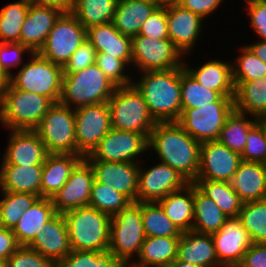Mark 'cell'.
Returning a JSON list of instances; mask_svg holds the SVG:
<instances>
[{
  "label": "cell",
  "instance_id": "24",
  "mask_svg": "<svg viewBox=\"0 0 266 267\" xmlns=\"http://www.w3.org/2000/svg\"><path fill=\"white\" fill-rule=\"evenodd\" d=\"M185 60L184 57V69L204 87L215 90L222 96L235 95L231 60L213 58L193 67Z\"/></svg>",
  "mask_w": 266,
  "mask_h": 267
},
{
  "label": "cell",
  "instance_id": "35",
  "mask_svg": "<svg viewBox=\"0 0 266 267\" xmlns=\"http://www.w3.org/2000/svg\"><path fill=\"white\" fill-rule=\"evenodd\" d=\"M229 218L194 184V217L192 230L212 234L220 230Z\"/></svg>",
  "mask_w": 266,
  "mask_h": 267
},
{
  "label": "cell",
  "instance_id": "41",
  "mask_svg": "<svg viewBox=\"0 0 266 267\" xmlns=\"http://www.w3.org/2000/svg\"><path fill=\"white\" fill-rule=\"evenodd\" d=\"M0 226L13 229L23 213L39 198L32 193L0 191Z\"/></svg>",
  "mask_w": 266,
  "mask_h": 267
},
{
  "label": "cell",
  "instance_id": "53",
  "mask_svg": "<svg viewBox=\"0 0 266 267\" xmlns=\"http://www.w3.org/2000/svg\"><path fill=\"white\" fill-rule=\"evenodd\" d=\"M247 6L248 19L252 30L256 33L258 40L266 42V0L251 1L245 4Z\"/></svg>",
  "mask_w": 266,
  "mask_h": 267
},
{
  "label": "cell",
  "instance_id": "21",
  "mask_svg": "<svg viewBox=\"0 0 266 267\" xmlns=\"http://www.w3.org/2000/svg\"><path fill=\"white\" fill-rule=\"evenodd\" d=\"M219 263L223 267L240 264L252 245L246 228L238 218H229L219 231L211 234Z\"/></svg>",
  "mask_w": 266,
  "mask_h": 267
},
{
  "label": "cell",
  "instance_id": "56",
  "mask_svg": "<svg viewBox=\"0 0 266 267\" xmlns=\"http://www.w3.org/2000/svg\"><path fill=\"white\" fill-rule=\"evenodd\" d=\"M19 246L12 229L0 226V259L7 260Z\"/></svg>",
  "mask_w": 266,
  "mask_h": 267
},
{
  "label": "cell",
  "instance_id": "64",
  "mask_svg": "<svg viewBox=\"0 0 266 267\" xmlns=\"http://www.w3.org/2000/svg\"><path fill=\"white\" fill-rule=\"evenodd\" d=\"M139 1L158 2V0H139Z\"/></svg>",
  "mask_w": 266,
  "mask_h": 267
},
{
  "label": "cell",
  "instance_id": "7",
  "mask_svg": "<svg viewBox=\"0 0 266 267\" xmlns=\"http://www.w3.org/2000/svg\"><path fill=\"white\" fill-rule=\"evenodd\" d=\"M145 237L141 202H131L111 217L108 250L124 267H128L138 256Z\"/></svg>",
  "mask_w": 266,
  "mask_h": 267
},
{
  "label": "cell",
  "instance_id": "57",
  "mask_svg": "<svg viewBox=\"0 0 266 267\" xmlns=\"http://www.w3.org/2000/svg\"><path fill=\"white\" fill-rule=\"evenodd\" d=\"M30 3L52 5L61 8L64 11H70L72 2L70 0H28Z\"/></svg>",
  "mask_w": 266,
  "mask_h": 267
},
{
  "label": "cell",
  "instance_id": "20",
  "mask_svg": "<svg viewBox=\"0 0 266 267\" xmlns=\"http://www.w3.org/2000/svg\"><path fill=\"white\" fill-rule=\"evenodd\" d=\"M7 147L2 153L1 164L43 165L48 152L34 130H8Z\"/></svg>",
  "mask_w": 266,
  "mask_h": 267
},
{
  "label": "cell",
  "instance_id": "8",
  "mask_svg": "<svg viewBox=\"0 0 266 267\" xmlns=\"http://www.w3.org/2000/svg\"><path fill=\"white\" fill-rule=\"evenodd\" d=\"M107 104L112 128L138 132L149 138L157 122L151 116L142 94L133 84L117 87Z\"/></svg>",
  "mask_w": 266,
  "mask_h": 267
},
{
  "label": "cell",
  "instance_id": "2",
  "mask_svg": "<svg viewBox=\"0 0 266 267\" xmlns=\"http://www.w3.org/2000/svg\"><path fill=\"white\" fill-rule=\"evenodd\" d=\"M135 76L132 84L142 94L153 119L156 122H177L182 113L181 67L143 72L137 76L138 80Z\"/></svg>",
  "mask_w": 266,
  "mask_h": 267
},
{
  "label": "cell",
  "instance_id": "5",
  "mask_svg": "<svg viewBox=\"0 0 266 267\" xmlns=\"http://www.w3.org/2000/svg\"><path fill=\"white\" fill-rule=\"evenodd\" d=\"M53 104L48 97L13 88L6 82L0 123L7 130H34Z\"/></svg>",
  "mask_w": 266,
  "mask_h": 267
},
{
  "label": "cell",
  "instance_id": "36",
  "mask_svg": "<svg viewBox=\"0 0 266 267\" xmlns=\"http://www.w3.org/2000/svg\"><path fill=\"white\" fill-rule=\"evenodd\" d=\"M118 0H75L70 11L88 29L112 22Z\"/></svg>",
  "mask_w": 266,
  "mask_h": 267
},
{
  "label": "cell",
  "instance_id": "43",
  "mask_svg": "<svg viewBox=\"0 0 266 267\" xmlns=\"http://www.w3.org/2000/svg\"><path fill=\"white\" fill-rule=\"evenodd\" d=\"M222 95L204 87L181 66V106L198 108L217 101Z\"/></svg>",
  "mask_w": 266,
  "mask_h": 267
},
{
  "label": "cell",
  "instance_id": "58",
  "mask_svg": "<svg viewBox=\"0 0 266 267\" xmlns=\"http://www.w3.org/2000/svg\"><path fill=\"white\" fill-rule=\"evenodd\" d=\"M247 46L252 50V52L264 63H266V42L258 40L253 44H247Z\"/></svg>",
  "mask_w": 266,
  "mask_h": 267
},
{
  "label": "cell",
  "instance_id": "48",
  "mask_svg": "<svg viewBox=\"0 0 266 267\" xmlns=\"http://www.w3.org/2000/svg\"><path fill=\"white\" fill-rule=\"evenodd\" d=\"M241 159L246 162L264 163L266 161V124L262 120L248 131Z\"/></svg>",
  "mask_w": 266,
  "mask_h": 267
},
{
  "label": "cell",
  "instance_id": "4",
  "mask_svg": "<svg viewBox=\"0 0 266 267\" xmlns=\"http://www.w3.org/2000/svg\"><path fill=\"white\" fill-rule=\"evenodd\" d=\"M63 74L59 103L73 109L107 102L117 88L96 63Z\"/></svg>",
  "mask_w": 266,
  "mask_h": 267
},
{
  "label": "cell",
  "instance_id": "29",
  "mask_svg": "<svg viewBox=\"0 0 266 267\" xmlns=\"http://www.w3.org/2000/svg\"><path fill=\"white\" fill-rule=\"evenodd\" d=\"M231 184L243 203L265 199L266 169L264 163L242 161Z\"/></svg>",
  "mask_w": 266,
  "mask_h": 267
},
{
  "label": "cell",
  "instance_id": "16",
  "mask_svg": "<svg viewBox=\"0 0 266 267\" xmlns=\"http://www.w3.org/2000/svg\"><path fill=\"white\" fill-rule=\"evenodd\" d=\"M241 162V154L230 150L218 140L201 143L196 180L231 182Z\"/></svg>",
  "mask_w": 266,
  "mask_h": 267
},
{
  "label": "cell",
  "instance_id": "46",
  "mask_svg": "<svg viewBox=\"0 0 266 267\" xmlns=\"http://www.w3.org/2000/svg\"><path fill=\"white\" fill-rule=\"evenodd\" d=\"M57 267H124L109 251H76L62 259Z\"/></svg>",
  "mask_w": 266,
  "mask_h": 267
},
{
  "label": "cell",
  "instance_id": "31",
  "mask_svg": "<svg viewBox=\"0 0 266 267\" xmlns=\"http://www.w3.org/2000/svg\"><path fill=\"white\" fill-rule=\"evenodd\" d=\"M180 237L146 236L138 256L128 267H169L177 258Z\"/></svg>",
  "mask_w": 266,
  "mask_h": 267
},
{
  "label": "cell",
  "instance_id": "60",
  "mask_svg": "<svg viewBox=\"0 0 266 267\" xmlns=\"http://www.w3.org/2000/svg\"><path fill=\"white\" fill-rule=\"evenodd\" d=\"M182 0H158L160 6L179 5Z\"/></svg>",
  "mask_w": 266,
  "mask_h": 267
},
{
  "label": "cell",
  "instance_id": "6",
  "mask_svg": "<svg viewBox=\"0 0 266 267\" xmlns=\"http://www.w3.org/2000/svg\"><path fill=\"white\" fill-rule=\"evenodd\" d=\"M18 71L16 70L7 82L16 89L48 97L58 103L61 96L63 67L50 62L37 52L28 56Z\"/></svg>",
  "mask_w": 266,
  "mask_h": 267
},
{
  "label": "cell",
  "instance_id": "32",
  "mask_svg": "<svg viewBox=\"0 0 266 267\" xmlns=\"http://www.w3.org/2000/svg\"><path fill=\"white\" fill-rule=\"evenodd\" d=\"M158 6V2L118 0L112 23L123 35L136 36Z\"/></svg>",
  "mask_w": 266,
  "mask_h": 267
},
{
  "label": "cell",
  "instance_id": "45",
  "mask_svg": "<svg viewBox=\"0 0 266 267\" xmlns=\"http://www.w3.org/2000/svg\"><path fill=\"white\" fill-rule=\"evenodd\" d=\"M131 201L115 191L112 187L106 186L96 180L93 183L88 206H91L99 211L114 216L123 208H126Z\"/></svg>",
  "mask_w": 266,
  "mask_h": 267
},
{
  "label": "cell",
  "instance_id": "61",
  "mask_svg": "<svg viewBox=\"0 0 266 267\" xmlns=\"http://www.w3.org/2000/svg\"><path fill=\"white\" fill-rule=\"evenodd\" d=\"M7 79L0 73V103L3 96L4 87L6 85Z\"/></svg>",
  "mask_w": 266,
  "mask_h": 267
},
{
  "label": "cell",
  "instance_id": "44",
  "mask_svg": "<svg viewBox=\"0 0 266 267\" xmlns=\"http://www.w3.org/2000/svg\"><path fill=\"white\" fill-rule=\"evenodd\" d=\"M241 46L237 58L235 56L231 60L233 81H254L264 77L266 63L260 60L246 44Z\"/></svg>",
  "mask_w": 266,
  "mask_h": 267
},
{
  "label": "cell",
  "instance_id": "28",
  "mask_svg": "<svg viewBox=\"0 0 266 267\" xmlns=\"http://www.w3.org/2000/svg\"><path fill=\"white\" fill-rule=\"evenodd\" d=\"M43 165L0 164V191L32 193L41 198Z\"/></svg>",
  "mask_w": 266,
  "mask_h": 267
},
{
  "label": "cell",
  "instance_id": "37",
  "mask_svg": "<svg viewBox=\"0 0 266 267\" xmlns=\"http://www.w3.org/2000/svg\"><path fill=\"white\" fill-rule=\"evenodd\" d=\"M259 120L257 117L240 113L234 109L227 117L218 141L230 150L242 154L246 146L248 131Z\"/></svg>",
  "mask_w": 266,
  "mask_h": 267
},
{
  "label": "cell",
  "instance_id": "54",
  "mask_svg": "<svg viewBox=\"0 0 266 267\" xmlns=\"http://www.w3.org/2000/svg\"><path fill=\"white\" fill-rule=\"evenodd\" d=\"M223 2L225 0H182L179 5L206 20L217 12L218 8L221 9Z\"/></svg>",
  "mask_w": 266,
  "mask_h": 267
},
{
  "label": "cell",
  "instance_id": "50",
  "mask_svg": "<svg viewBox=\"0 0 266 267\" xmlns=\"http://www.w3.org/2000/svg\"><path fill=\"white\" fill-rule=\"evenodd\" d=\"M7 262L8 267H57L53 259L44 257L28 245H20Z\"/></svg>",
  "mask_w": 266,
  "mask_h": 267
},
{
  "label": "cell",
  "instance_id": "39",
  "mask_svg": "<svg viewBox=\"0 0 266 267\" xmlns=\"http://www.w3.org/2000/svg\"><path fill=\"white\" fill-rule=\"evenodd\" d=\"M28 0H17L0 10V43H20L22 24L29 10Z\"/></svg>",
  "mask_w": 266,
  "mask_h": 267
},
{
  "label": "cell",
  "instance_id": "15",
  "mask_svg": "<svg viewBox=\"0 0 266 267\" xmlns=\"http://www.w3.org/2000/svg\"><path fill=\"white\" fill-rule=\"evenodd\" d=\"M140 162L137 202H158L189 182L168 164L158 161L151 166Z\"/></svg>",
  "mask_w": 266,
  "mask_h": 267
},
{
  "label": "cell",
  "instance_id": "30",
  "mask_svg": "<svg viewBox=\"0 0 266 267\" xmlns=\"http://www.w3.org/2000/svg\"><path fill=\"white\" fill-rule=\"evenodd\" d=\"M51 198H38L12 229L19 245H29L44 225L56 215Z\"/></svg>",
  "mask_w": 266,
  "mask_h": 267
},
{
  "label": "cell",
  "instance_id": "34",
  "mask_svg": "<svg viewBox=\"0 0 266 267\" xmlns=\"http://www.w3.org/2000/svg\"><path fill=\"white\" fill-rule=\"evenodd\" d=\"M165 214L181 232L192 230L194 217V183L159 200Z\"/></svg>",
  "mask_w": 266,
  "mask_h": 267
},
{
  "label": "cell",
  "instance_id": "62",
  "mask_svg": "<svg viewBox=\"0 0 266 267\" xmlns=\"http://www.w3.org/2000/svg\"><path fill=\"white\" fill-rule=\"evenodd\" d=\"M0 267H8L7 260L0 259Z\"/></svg>",
  "mask_w": 266,
  "mask_h": 267
},
{
  "label": "cell",
  "instance_id": "47",
  "mask_svg": "<svg viewBox=\"0 0 266 267\" xmlns=\"http://www.w3.org/2000/svg\"><path fill=\"white\" fill-rule=\"evenodd\" d=\"M95 63L116 87L132 84L133 75L131 74L133 72H129L131 68L124 60L109 56L108 53H97Z\"/></svg>",
  "mask_w": 266,
  "mask_h": 267
},
{
  "label": "cell",
  "instance_id": "17",
  "mask_svg": "<svg viewBox=\"0 0 266 267\" xmlns=\"http://www.w3.org/2000/svg\"><path fill=\"white\" fill-rule=\"evenodd\" d=\"M169 39L184 57L191 54L204 29L205 20L180 5L166 6ZM194 48V49H193Z\"/></svg>",
  "mask_w": 266,
  "mask_h": 267
},
{
  "label": "cell",
  "instance_id": "65",
  "mask_svg": "<svg viewBox=\"0 0 266 267\" xmlns=\"http://www.w3.org/2000/svg\"><path fill=\"white\" fill-rule=\"evenodd\" d=\"M245 1V4L248 3V2H251V1H263V0H244Z\"/></svg>",
  "mask_w": 266,
  "mask_h": 267
},
{
  "label": "cell",
  "instance_id": "25",
  "mask_svg": "<svg viewBox=\"0 0 266 267\" xmlns=\"http://www.w3.org/2000/svg\"><path fill=\"white\" fill-rule=\"evenodd\" d=\"M177 259L201 267H223L217 258L211 234L193 230L182 232L178 242Z\"/></svg>",
  "mask_w": 266,
  "mask_h": 267
},
{
  "label": "cell",
  "instance_id": "18",
  "mask_svg": "<svg viewBox=\"0 0 266 267\" xmlns=\"http://www.w3.org/2000/svg\"><path fill=\"white\" fill-rule=\"evenodd\" d=\"M95 181L90 164L83 159L71 172L64 186L51 198L56 213L88 206Z\"/></svg>",
  "mask_w": 266,
  "mask_h": 267
},
{
  "label": "cell",
  "instance_id": "52",
  "mask_svg": "<svg viewBox=\"0 0 266 267\" xmlns=\"http://www.w3.org/2000/svg\"><path fill=\"white\" fill-rule=\"evenodd\" d=\"M96 54L95 48L88 39H85L63 66V73L77 72L94 65L96 62Z\"/></svg>",
  "mask_w": 266,
  "mask_h": 267
},
{
  "label": "cell",
  "instance_id": "51",
  "mask_svg": "<svg viewBox=\"0 0 266 267\" xmlns=\"http://www.w3.org/2000/svg\"><path fill=\"white\" fill-rule=\"evenodd\" d=\"M138 35L169 39L166 6H158L142 24Z\"/></svg>",
  "mask_w": 266,
  "mask_h": 267
},
{
  "label": "cell",
  "instance_id": "19",
  "mask_svg": "<svg viewBox=\"0 0 266 267\" xmlns=\"http://www.w3.org/2000/svg\"><path fill=\"white\" fill-rule=\"evenodd\" d=\"M93 169L94 178L106 186L137 202L140 163L87 161Z\"/></svg>",
  "mask_w": 266,
  "mask_h": 267
},
{
  "label": "cell",
  "instance_id": "22",
  "mask_svg": "<svg viewBox=\"0 0 266 267\" xmlns=\"http://www.w3.org/2000/svg\"><path fill=\"white\" fill-rule=\"evenodd\" d=\"M63 12L56 6L30 3L21 27L20 43L33 53L38 52Z\"/></svg>",
  "mask_w": 266,
  "mask_h": 267
},
{
  "label": "cell",
  "instance_id": "55",
  "mask_svg": "<svg viewBox=\"0 0 266 267\" xmlns=\"http://www.w3.org/2000/svg\"><path fill=\"white\" fill-rule=\"evenodd\" d=\"M240 264L242 266L266 267V243H252Z\"/></svg>",
  "mask_w": 266,
  "mask_h": 267
},
{
  "label": "cell",
  "instance_id": "11",
  "mask_svg": "<svg viewBox=\"0 0 266 267\" xmlns=\"http://www.w3.org/2000/svg\"><path fill=\"white\" fill-rule=\"evenodd\" d=\"M131 48V69H138L139 73L166 71L183 65L184 56L170 39L136 35L131 37Z\"/></svg>",
  "mask_w": 266,
  "mask_h": 267
},
{
  "label": "cell",
  "instance_id": "1",
  "mask_svg": "<svg viewBox=\"0 0 266 267\" xmlns=\"http://www.w3.org/2000/svg\"><path fill=\"white\" fill-rule=\"evenodd\" d=\"M200 146L177 122H157L148 138V151H155L157 161L177 170L189 183L197 178Z\"/></svg>",
  "mask_w": 266,
  "mask_h": 267
},
{
  "label": "cell",
  "instance_id": "33",
  "mask_svg": "<svg viewBox=\"0 0 266 267\" xmlns=\"http://www.w3.org/2000/svg\"><path fill=\"white\" fill-rule=\"evenodd\" d=\"M234 109L262 119L266 115V75L254 81H233Z\"/></svg>",
  "mask_w": 266,
  "mask_h": 267
},
{
  "label": "cell",
  "instance_id": "27",
  "mask_svg": "<svg viewBox=\"0 0 266 267\" xmlns=\"http://www.w3.org/2000/svg\"><path fill=\"white\" fill-rule=\"evenodd\" d=\"M83 159L81 155L48 154L42 168L41 197L52 198Z\"/></svg>",
  "mask_w": 266,
  "mask_h": 267
},
{
  "label": "cell",
  "instance_id": "9",
  "mask_svg": "<svg viewBox=\"0 0 266 267\" xmlns=\"http://www.w3.org/2000/svg\"><path fill=\"white\" fill-rule=\"evenodd\" d=\"M234 95L198 108H182L177 123L200 143L218 140L227 117L234 110Z\"/></svg>",
  "mask_w": 266,
  "mask_h": 267
},
{
  "label": "cell",
  "instance_id": "10",
  "mask_svg": "<svg viewBox=\"0 0 266 267\" xmlns=\"http://www.w3.org/2000/svg\"><path fill=\"white\" fill-rule=\"evenodd\" d=\"M48 154L77 155L74 109L54 103L34 129Z\"/></svg>",
  "mask_w": 266,
  "mask_h": 267
},
{
  "label": "cell",
  "instance_id": "38",
  "mask_svg": "<svg viewBox=\"0 0 266 267\" xmlns=\"http://www.w3.org/2000/svg\"><path fill=\"white\" fill-rule=\"evenodd\" d=\"M193 183L211 198L228 218H238L243 202L233 190L231 182L195 180Z\"/></svg>",
  "mask_w": 266,
  "mask_h": 267
},
{
  "label": "cell",
  "instance_id": "26",
  "mask_svg": "<svg viewBox=\"0 0 266 267\" xmlns=\"http://www.w3.org/2000/svg\"><path fill=\"white\" fill-rule=\"evenodd\" d=\"M86 38L97 53H108L109 56H116L131 67V37L120 33L112 22L89 27L86 29Z\"/></svg>",
  "mask_w": 266,
  "mask_h": 267
},
{
  "label": "cell",
  "instance_id": "23",
  "mask_svg": "<svg viewBox=\"0 0 266 267\" xmlns=\"http://www.w3.org/2000/svg\"><path fill=\"white\" fill-rule=\"evenodd\" d=\"M28 246L57 264L64 259L72 250L64 215L52 217Z\"/></svg>",
  "mask_w": 266,
  "mask_h": 267
},
{
  "label": "cell",
  "instance_id": "12",
  "mask_svg": "<svg viewBox=\"0 0 266 267\" xmlns=\"http://www.w3.org/2000/svg\"><path fill=\"white\" fill-rule=\"evenodd\" d=\"M85 39L86 28L71 11H64L37 53L63 67Z\"/></svg>",
  "mask_w": 266,
  "mask_h": 267
},
{
  "label": "cell",
  "instance_id": "63",
  "mask_svg": "<svg viewBox=\"0 0 266 267\" xmlns=\"http://www.w3.org/2000/svg\"><path fill=\"white\" fill-rule=\"evenodd\" d=\"M232 267H253V266H242L241 264L233 265Z\"/></svg>",
  "mask_w": 266,
  "mask_h": 267
},
{
  "label": "cell",
  "instance_id": "40",
  "mask_svg": "<svg viewBox=\"0 0 266 267\" xmlns=\"http://www.w3.org/2000/svg\"><path fill=\"white\" fill-rule=\"evenodd\" d=\"M141 217L147 237H171L182 234L158 202H141Z\"/></svg>",
  "mask_w": 266,
  "mask_h": 267
},
{
  "label": "cell",
  "instance_id": "66",
  "mask_svg": "<svg viewBox=\"0 0 266 267\" xmlns=\"http://www.w3.org/2000/svg\"><path fill=\"white\" fill-rule=\"evenodd\" d=\"M261 120L266 124V115Z\"/></svg>",
  "mask_w": 266,
  "mask_h": 267
},
{
  "label": "cell",
  "instance_id": "14",
  "mask_svg": "<svg viewBox=\"0 0 266 267\" xmlns=\"http://www.w3.org/2000/svg\"><path fill=\"white\" fill-rule=\"evenodd\" d=\"M77 155H89L100 140L111 130L107 102L74 109Z\"/></svg>",
  "mask_w": 266,
  "mask_h": 267
},
{
  "label": "cell",
  "instance_id": "42",
  "mask_svg": "<svg viewBox=\"0 0 266 267\" xmlns=\"http://www.w3.org/2000/svg\"><path fill=\"white\" fill-rule=\"evenodd\" d=\"M238 219L252 243H266V198L243 203Z\"/></svg>",
  "mask_w": 266,
  "mask_h": 267
},
{
  "label": "cell",
  "instance_id": "49",
  "mask_svg": "<svg viewBox=\"0 0 266 267\" xmlns=\"http://www.w3.org/2000/svg\"><path fill=\"white\" fill-rule=\"evenodd\" d=\"M32 53L21 43H0V73L8 79L14 73V69H19L25 63L23 56Z\"/></svg>",
  "mask_w": 266,
  "mask_h": 267
},
{
  "label": "cell",
  "instance_id": "59",
  "mask_svg": "<svg viewBox=\"0 0 266 267\" xmlns=\"http://www.w3.org/2000/svg\"><path fill=\"white\" fill-rule=\"evenodd\" d=\"M169 267H201L192 263L178 260L177 258L170 264Z\"/></svg>",
  "mask_w": 266,
  "mask_h": 267
},
{
  "label": "cell",
  "instance_id": "3",
  "mask_svg": "<svg viewBox=\"0 0 266 267\" xmlns=\"http://www.w3.org/2000/svg\"><path fill=\"white\" fill-rule=\"evenodd\" d=\"M63 215L72 250H108L111 216L91 206L72 209L64 212Z\"/></svg>",
  "mask_w": 266,
  "mask_h": 267
},
{
  "label": "cell",
  "instance_id": "13",
  "mask_svg": "<svg viewBox=\"0 0 266 267\" xmlns=\"http://www.w3.org/2000/svg\"><path fill=\"white\" fill-rule=\"evenodd\" d=\"M147 152L148 138L144 134L111 128L84 159L86 161L140 163L141 156L147 155Z\"/></svg>",
  "mask_w": 266,
  "mask_h": 267
}]
</instances>
